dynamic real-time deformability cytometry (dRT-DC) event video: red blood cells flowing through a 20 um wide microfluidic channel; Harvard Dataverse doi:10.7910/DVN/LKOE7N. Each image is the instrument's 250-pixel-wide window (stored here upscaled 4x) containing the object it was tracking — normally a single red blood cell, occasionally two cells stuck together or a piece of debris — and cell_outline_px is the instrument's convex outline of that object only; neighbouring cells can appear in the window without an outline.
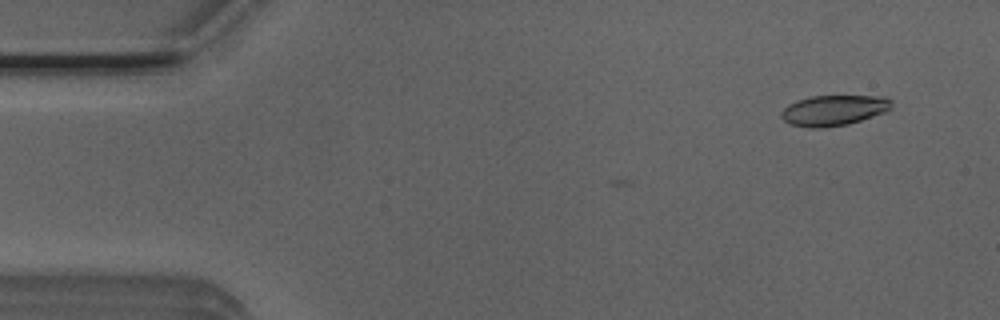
{"species": "Egyptian fruit bat (a non-hibernating species)", "species_latin": "Rousettus aegyptiacus", "temperature_condition": "room temperature", "stored_images_in_passage": 2, "camera_frame_rate_fps": 3000, "um_per_image_px": 0.085, "animal": {"sex": "male"}, "frame": {"image": 1, "passage_image": 2, "time_ms": 0.333, "image_size_px": [1000, 320], "cell_outline_px": [[892, 108], [884, 112], [848, 124], [824, 128], [808, 128], [788, 124], [780, 116], [780, 112], [788, 104], [796, 100], [812, 96], [884, 96], [892, 100]], "centroid_in_image_um": [70.83, 9.38], "position_along_channel_um": 14.2, "area_um2": 19.77}}